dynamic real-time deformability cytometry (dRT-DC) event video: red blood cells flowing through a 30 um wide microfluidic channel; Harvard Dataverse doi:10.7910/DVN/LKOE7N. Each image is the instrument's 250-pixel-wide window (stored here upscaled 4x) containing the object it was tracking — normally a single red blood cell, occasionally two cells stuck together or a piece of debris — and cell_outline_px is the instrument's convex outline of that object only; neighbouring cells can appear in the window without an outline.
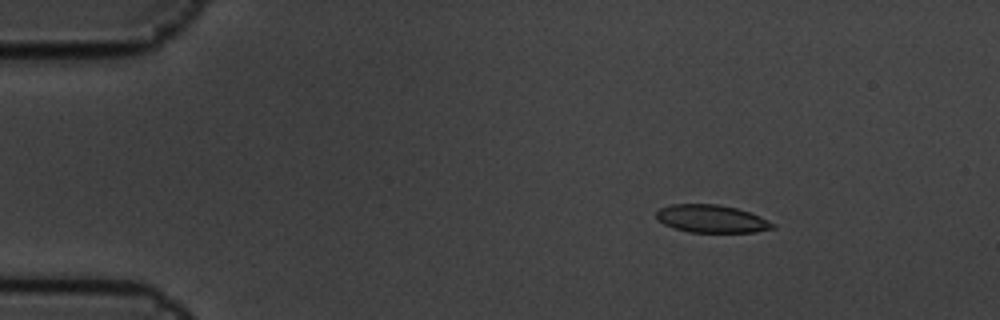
{"species": "common noctule bat (a hibernating species)", "species_latin": "Nyctalus noctula", "temperature_condition": "cold", "stored_images_in_passage": 6, "camera_frame_rate_fps": 3000, "um_per_image_px": 0.085, "animal": {"sex": "male", "body_mass_g": 19.5, "forearm_length_mm": 54.6}, "frame": {"image": 1, "passage_image": 2, "time_ms": 0.333, "image_size_px": [1000, 320], "cell_outline_px": [[776, 228], [756, 232], [692, 232], [676, 228], [664, 224], [656, 216], [656, 212], [660, 208], [672, 204], [716, 204], [736, 208], [760, 216], [776, 224]], "centroid_in_image_um": [60.53, 18.6], "position_along_channel_um": 24.5, "area_um2": 18.67}}
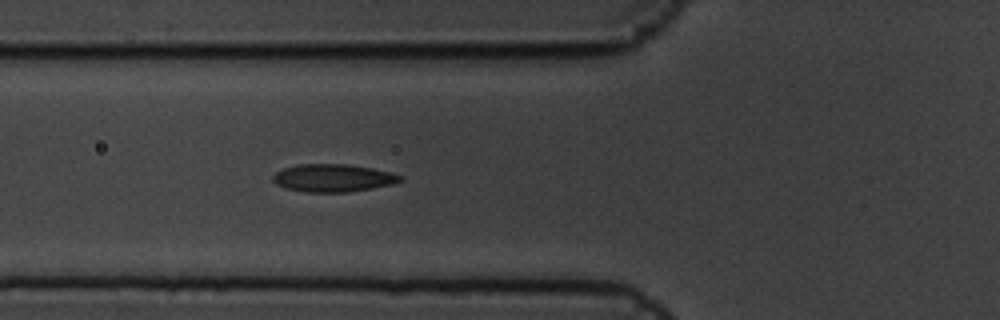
{"frame": {"image": 2, "passage_image": 6, "time_ms": 1.667, "image_size_px": [1000, 320], "cell_outline_px": [[404, 180], [392, 184], [372, 188], [348, 192], [304, 192], [284, 188], [276, 184], [272, 180], [272, 176], [276, 172], [284, 168], [296, 164], [348, 164], [372, 168], [392, 172], [404, 176]], "centroid_in_image_um": [28.32, 15.12], "position_along_channel_um": 97.5, "area_um2": 20.81}}